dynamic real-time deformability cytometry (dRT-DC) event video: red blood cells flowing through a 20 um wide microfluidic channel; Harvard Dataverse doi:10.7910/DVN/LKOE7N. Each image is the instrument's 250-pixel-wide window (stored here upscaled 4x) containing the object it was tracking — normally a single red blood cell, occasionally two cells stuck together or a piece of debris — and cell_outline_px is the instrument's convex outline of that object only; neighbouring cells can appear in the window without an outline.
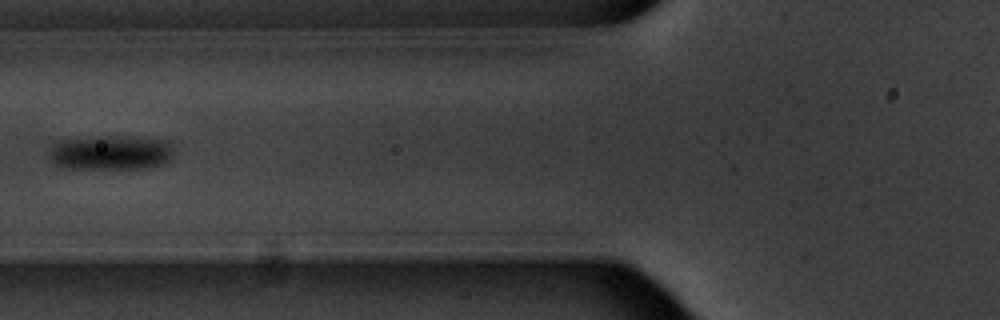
{"species": "common noctule bat (a hibernating species)", "species_latin": "Nyctalus noctula", "temperature_condition": "warm", "stored_images_in_passage": 15, "segment_of_instrument_passage": [1, 2], "camera_frame_rate_fps": 3000, "um_per_image_px": 0.085, "animal": {"sex": "male", "body_mass_g": 20.1, "forearm_length_mm": 53.5}, "frame": {"image": 1, "passage_image": 5, "time_ms": 5.667, "image_size_px": [1000, 320], "cell_outline_px": [[176, 152], [164, 164], [144, 168], [72, 168], [56, 164], [52, 160], [52, 148], [60, 140], [96, 136], [148, 136], [168, 140], [172, 144]], "centroid_in_image_um": [9.57, 12.93], "position_along_channel_um": 116.2, "area_um2": 25.32}}
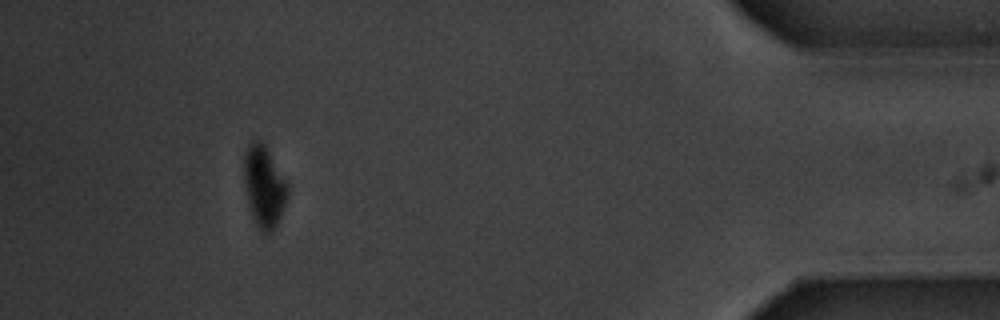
{"frame": {"image": 2, "passage_image": 13, "time_ms": 15.667, "image_size_px": [1000, 320], "cell_outline_px": [[288, 196], [280, 216], [272, 232], [260, 232], [256, 224], [248, 200], [244, 184], [244, 156], [248, 144], [256, 136], [264, 144], [288, 184]], "centroid_in_image_um": [22.44, 15.81], "position_along_channel_um": 412.8, "area_um2": 20.4}}